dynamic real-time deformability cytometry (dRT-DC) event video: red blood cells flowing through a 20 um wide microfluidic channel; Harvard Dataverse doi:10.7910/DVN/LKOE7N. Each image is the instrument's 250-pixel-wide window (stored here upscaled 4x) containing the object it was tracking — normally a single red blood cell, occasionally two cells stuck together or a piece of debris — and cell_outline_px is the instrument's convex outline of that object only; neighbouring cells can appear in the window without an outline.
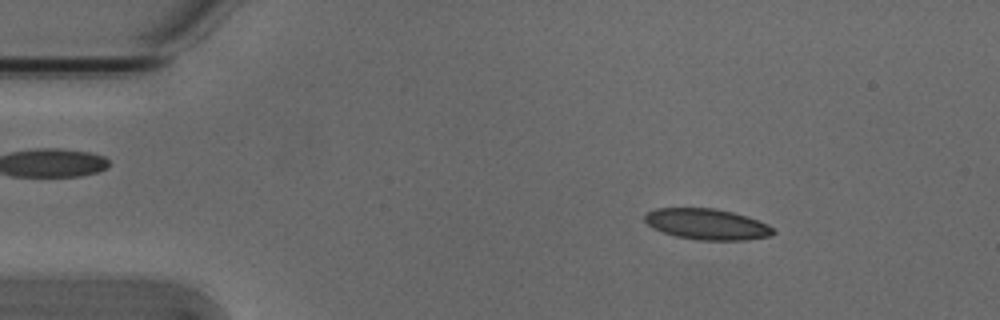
{"species": "Egyptian fruit bat (a non-hibernating species)", "species_latin": "Rousettus aegyptiacus", "temperature_condition": "cold", "stored_images_in_passage": 52, "camera_frame_rate_fps": 3000, "um_per_image_px": 0.085, "animal": {"sex": "male"}, "frame": {"image": 1, "passage_image": 7, "time_ms": 2.0, "image_size_px": [1000, 320], "cell_outline_px": [[776, 232], [772, 236], [748, 240], [696, 240], [676, 236], [652, 228], [644, 220], [644, 216], [648, 212], [656, 208], [716, 208], [748, 216], [768, 224]], "centroid_in_image_um": [60.12, 19.06], "position_along_channel_um": 24.9, "area_um2": 23.29}}
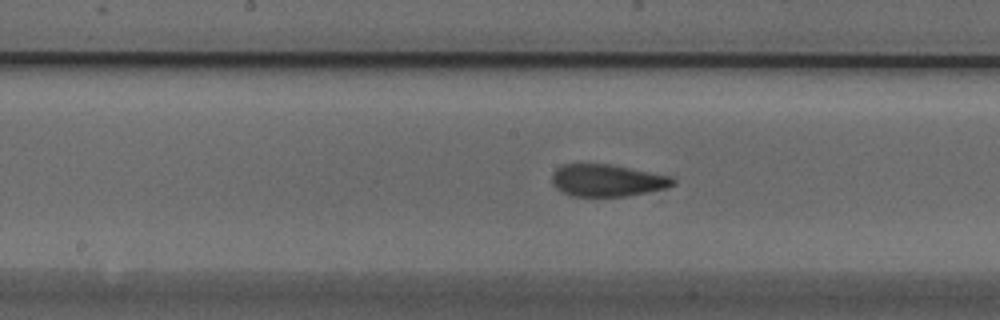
{"frame": {"image": 2, "passage_image": 26, "time_ms": 8.333, "image_size_px": [1000, 320], "cell_outline_px": [[676, 184], [668, 188], [628, 196], [572, 196], [556, 188], [552, 184], [552, 172], [556, 168], [564, 164], [608, 164], [672, 176], [676, 180]], "centroid_in_image_um": [51.64, 15.34], "position_along_channel_um": 196.6, "area_um2": 22.72}}
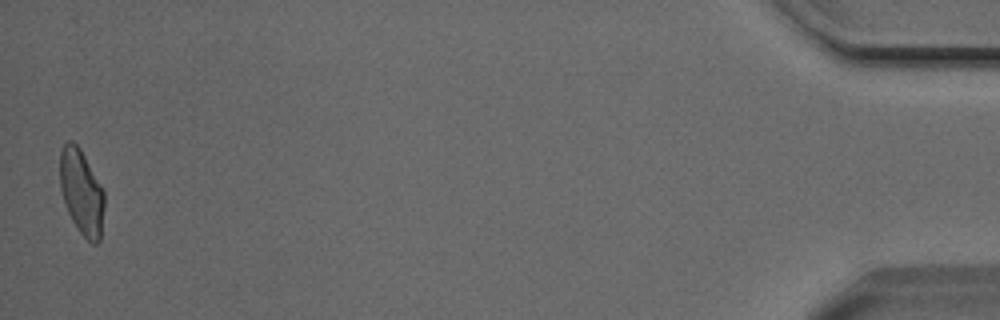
{"frame": {"image": 3, "passage_image": 52, "time_ms": 17.0, "image_size_px": [1000, 320], "cell_outline_px": [[104, 208], [100, 240], [96, 244], [92, 244], [80, 232], [72, 220], [68, 212], [60, 188], [60, 148], [68, 140], [72, 140], [80, 148], [104, 188]], "centroid_in_image_um": [6.94, 16.3], "position_along_channel_um": 428.3, "area_um2": 22.2}, "authors_computed_cell_mechanics": {"area_um2": 22.8021, "velocity_mm_per_s": 3.8034, "shape_relaxation_time_tau1_ms": 6.0954, "shape_relaxation_time_tau2_ms": 1.8374, "deformation_change_tau1": 0.1529, "deformation_change_tau2": 0.0662}}